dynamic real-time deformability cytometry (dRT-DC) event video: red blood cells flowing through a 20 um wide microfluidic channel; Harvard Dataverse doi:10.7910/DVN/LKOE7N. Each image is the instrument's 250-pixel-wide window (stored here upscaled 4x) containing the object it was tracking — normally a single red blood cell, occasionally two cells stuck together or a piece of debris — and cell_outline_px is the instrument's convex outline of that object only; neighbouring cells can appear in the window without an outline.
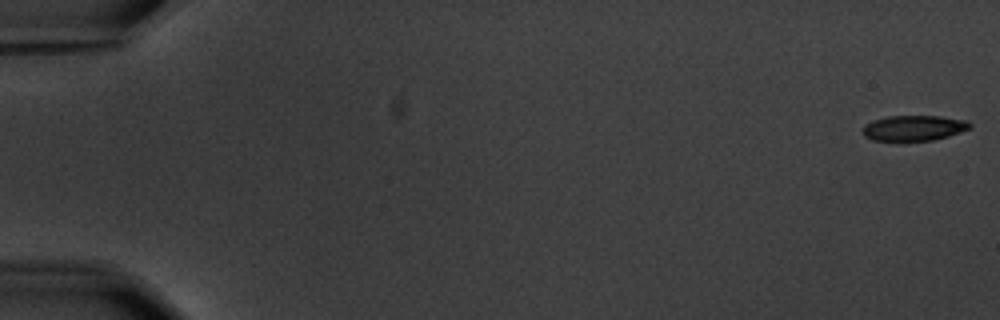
{"species": "common noctule bat (a hibernating species)", "species_latin": "Nyctalus noctula", "temperature_condition": "warm", "stored_images_in_passage": 7, "camera_frame_rate_fps": 3000, "um_per_image_px": 0.085, "animal": {"sex": "male", "body_mass_g": 20.1, "forearm_length_mm": 53.5}, "frame": {"image": 1, "passage_image": 1, "time_ms": 0.0, "image_size_px": [1000, 320], "cell_outline_px": [[972, 128], [948, 136], [932, 140], [900, 144], [872, 140], [864, 136], [864, 124], [872, 120], [888, 116], [940, 116], [968, 120], [972, 124]], "centroid_in_image_um": [77.65, 10.92], "position_along_channel_um": 7.3, "area_um2": 16.7}}
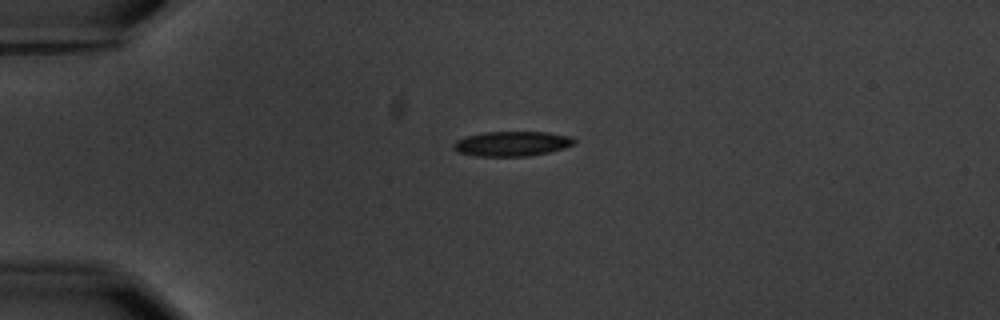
{"frame": {"image": 2, "passage_image": 5, "time_ms": 4.667, "image_size_px": [1000, 320], "cell_outline_px": [[576, 144], [564, 148], [548, 152], [528, 156], [476, 156], [456, 152], [452, 148], [452, 144], [456, 140], [464, 136], [484, 132], [548, 132], [572, 136], [576, 140]], "centroid_in_image_um": [43.5, 12.21], "position_along_channel_um": 41.5, "area_um2": 17.74}}
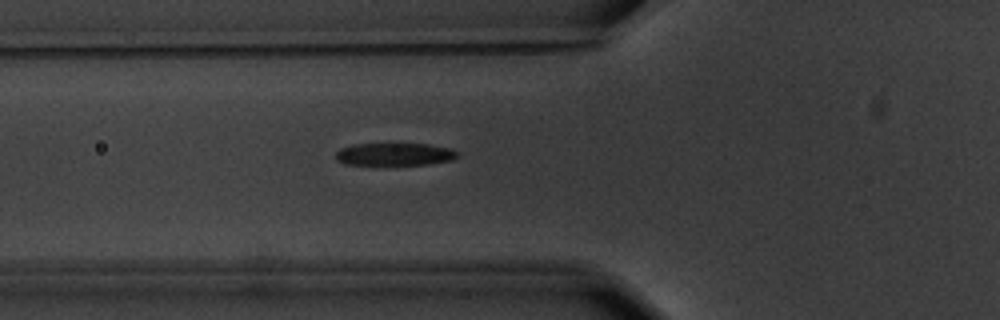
{"frame": {"image": 3, "passage_image": 7, "time_ms": 7.0, "image_size_px": [1000, 320], "cell_outline_px": [[460, 156], [452, 160], [428, 164], [344, 164], [336, 160], [336, 152], [340, 148], [352, 144], [392, 140], [428, 144], [452, 148], [460, 152]], "centroid_in_image_um": [33.56, 13.04], "position_along_channel_um": 92.2, "area_um2": 17.17}}